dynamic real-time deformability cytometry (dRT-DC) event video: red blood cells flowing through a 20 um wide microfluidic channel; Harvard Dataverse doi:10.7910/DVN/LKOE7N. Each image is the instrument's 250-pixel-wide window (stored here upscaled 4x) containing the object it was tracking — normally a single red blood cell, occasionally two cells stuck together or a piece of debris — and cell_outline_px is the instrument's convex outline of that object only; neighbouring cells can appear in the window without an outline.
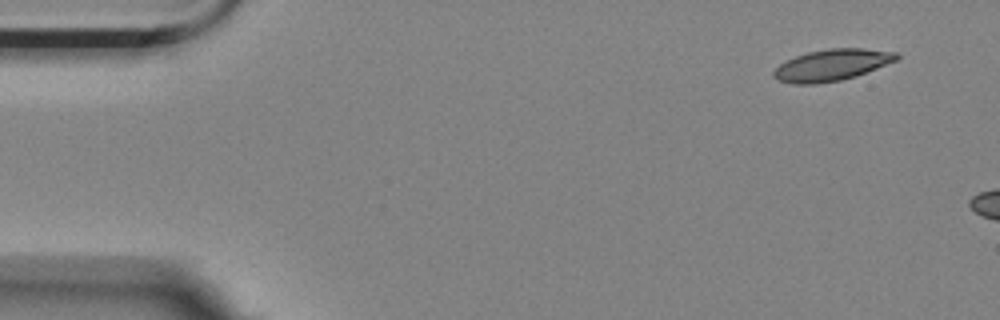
{"species": "Egyptian fruit bat (a non-hibernating species)", "species_latin": "Rousettus aegyptiacus", "temperature_condition": "room temperature", "stored_images_in_passage": 2, "camera_frame_rate_fps": 3000, "um_per_image_px": 0.085, "animal": {"sex": "female"}, "frame": {"image": 1, "passage_image": 1, "time_ms": 0.0, "image_size_px": [1000, 320], "cell_outline_px": [[900, 56], [896, 60], [856, 76], [840, 80], [816, 84], [792, 84], [776, 80], [772, 76], [772, 72], [780, 64], [796, 56], [808, 52], [828, 48], [860, 48], [896, 52]], "centroid_in_image_um": [70.66, 5.53], "position_along_channel_um": 14.3, "area_um2": 22.43}}